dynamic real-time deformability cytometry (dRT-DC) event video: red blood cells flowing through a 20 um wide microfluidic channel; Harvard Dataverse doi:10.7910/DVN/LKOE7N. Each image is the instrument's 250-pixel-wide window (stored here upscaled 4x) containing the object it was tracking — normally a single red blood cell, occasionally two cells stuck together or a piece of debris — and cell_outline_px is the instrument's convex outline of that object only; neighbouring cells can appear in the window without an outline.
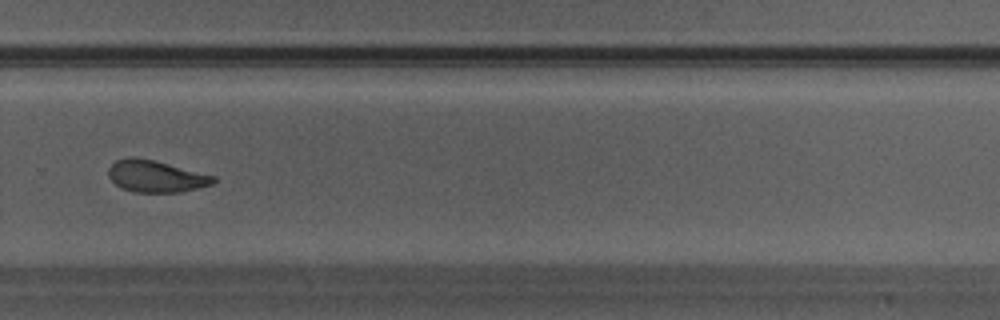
{"species": "Egyptian fruit bat (a non-hibernating species)", "species_latin": "Rousettus aegyptiacus", "temperature_condition": "warm", "stored_images_in_passage": 22, "camera_frame_rate_fps": 3000, "um_per_image_px": 0.085, "animal": {"sex": "male"}, "frame": {"image": 1, "passage_image": 13, "time_ms": 4.0, "image_size_px": [1000, 320], "cell_outline_px": [[216, 180], [212, 184], [180, 192], [136, 192], [120, 188], [108, 176], [108, 168], [116, 160], [128, 156], [132, 156], [152, 160], [216, 176]], "centroid_in_image_um": [13.21, 14.98], "position_along_channel_um": 316.6, "area_um2": 19.31}}